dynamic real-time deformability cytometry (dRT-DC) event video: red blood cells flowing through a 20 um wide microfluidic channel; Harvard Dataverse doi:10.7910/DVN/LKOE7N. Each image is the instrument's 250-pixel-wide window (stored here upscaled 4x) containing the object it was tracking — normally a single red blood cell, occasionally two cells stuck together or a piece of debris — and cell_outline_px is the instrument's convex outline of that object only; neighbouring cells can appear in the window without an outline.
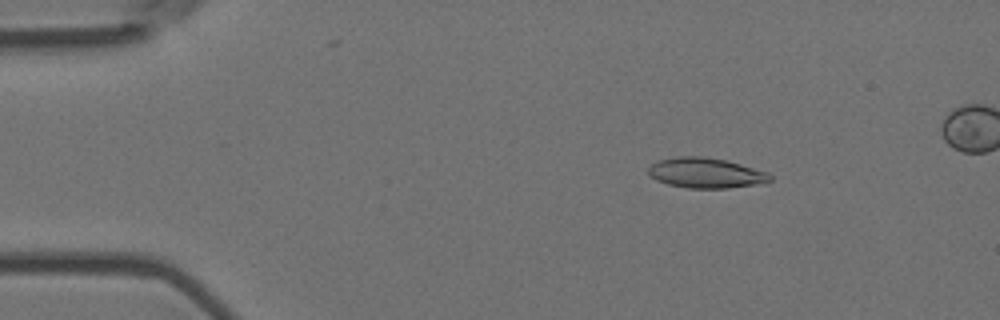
{"species": "Egyptian fruit bat (a non-hibernating species)", "species_latin": "Rousettus aegyptiacus", "temperature_condition": "room temperature", "stored_images_in_passage": 5, "camera_frame_rate_fps": 3000, "um_per_image_px": 0.085, "animal": {"sex": "female"}, "frame": {"image": 1, "passage_image": 2, "time_ms": 0.333, "image_size_px": [1000, 320], "cell_outline_px": [[772, 180], [756, 184], [728, 188], [688, 188], [668, 184], [656, 180], [648, 172], [648, 168], [652, 164], [660, 160], [676, 156], [700, 156], [724, 160], [740, 164], [768, 172], [772, 176]], "centroid_in_image_um": [59.99, 14.7], "position_along_channel_um": 25.0, "area_um2": 21.21}}